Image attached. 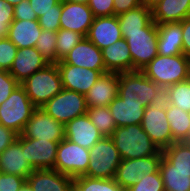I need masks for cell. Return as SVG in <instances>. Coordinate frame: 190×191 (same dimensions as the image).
Masks as SVG:
<instances>
[{
    "mask_svg": "<svg viewBox=\"0 0 190 191\" xmlns=\"http://www.w3.org/2000/svg\"><path fill=\"white\" fill-rule=\"evenodd\" d=\"M164 100L190 113V79L167 87L164 91Z\"/></svg>",
    "mask_w": 190,
    "mask_h": 191,
    "instance_id": "1f68e13d",
    "label": "cell"
},
{
    "mask_svg": "<svg viewBox=\"0 0 190 191\" xmlns=\"http://www.w3.org/2000/svg\"><path fill=\"white\" fill-rule=\"evenodd\" d=\"M164 91L141 71L119 73L118 95L125 102L156 104L164 100Z\"/></svg>",
    "mask_w": 190,
    "mask_h": 191,
    "instance_id": "7a4b0ae2",
    "label": "cell"
},
{
    "mask_svg": "<svg viewBox=\"0 0 190 191\" xmlns=\"http://www.w3.org/2000/svg\"><path fill=\"white\" fill-rule=\"evenodd\" d=\"M162 156L163 152L160 150L156 155L144 158L123 159L116 170L114 180L127 190L144 176L157 173Z\"/></svg>",
    "mask_w": 190,
    "mask_h": 191,
    "instance_id": "8fae6325",
    "label": "cell"
},
{
    "mask_svg": "<svg viewBox=\"0 0 190 191\" xmlns=\"http://www.w3.org/2000/svg\"><path fill=\"white\" fill-rule=\"evenodd\" d=\"M77 191H125L115 180L90 178L85 175L73 178Z\"/></svg>",
    "mask_w": 190,
    "mask_h": 191,
    "instance_id": "836d02e7",
    "label": "cell"
},
{
    "mask_svg": "<svg viewBox=\"0 0 190 191\" xmlns=\"http://www.w3.org/2000/svg\"><path fill=\"white\" fill-rule=\"evenodd\" d=\"M125 191H165L160 171L144 176Z\"/></svg>",
    "mask_w": 190,
    "mask_h": 191,
    "instance_id": "74e56055",
    "label": "cell"
},
{
    "mask_svg": "<svg viewBox=\"0 0 190 191\" xmlns=\"http://www.w3.org/2000/svg\"><path fill=\"white\" fill-rule=\"evenodd\" d=\"M87 114L103 137L112 136L117 126L108 106L87 107Z\"/></svg>",
    "mask_w": 190,
    "mask_h": 191,
    "instance_id": "d6a6232c",
    "label": "cell"
},
{
    "mask_svg": "<svg viewBox=\"0 0 190 191\" xmlns=\"http://www.w3.org/2000/svg\"><path fill=\"white\" fill-rule=\"evenodd\" d=\"M94 17L113 16V0H90L88 3Z\"/></svg>",
    "mask_w": 190,
    "mask_h": 191,
    "instance_id": "b9f144b4",
    "label": "cell"
},
{
    "mask_svg": "<svg viewBox=\"0 0 190 191\" xmlns=\"http://www.w3.org/2000/svg\"><path fill=\"white\" fill-rule=\"evenodd\" d=\"M163 156L173 164V169L190 171V142H174L162 150Z\"/></svg>",
    "mask_w": 190,
    "mask_h": 191,
    "instance_id": "4dcf8cb0",
    "label": "cell"
},
{
    "mask_svg": "<svg viewBox=\"0 0 190 191\" xmlns=\"http://www.w3.org/2000/svg\"><path fill=\"white\" fill-rule=\"evenodd\" d=\"M63 88L86 94L106 70H93L71 64H57Z\"/></svg>",
    "mask_w": 190,
    "mask_h": 191,
    "instance_id": "5bb4252c",
    "label": "cell"
},
{
    "mask_svg": "<svg viewBox=\"0 0 190 191\" xmlns=\"http://www.w3.org/2000/svg\"><path fill=\"white\" fill-rule=\"evenodd\" d=\"M18 191H32V190H31V187L29 186V184L27 182H25Z\"/></svg>",
    "mask_w": 190,
    "mask_h": 191,
    "instance_id": "816d5d0a",
    "label": "cell"
},
{
    "mask_svg": "<svg viewBox=\"0 0 190 191\" xmlns=\"http://www.w3.org/2000/svg\"><path fill=\"white\" fill-rule=\"evenodd\" d=\"M86 38L100 50L121 40L123 37L118 17L115 15L95 17Z\"/></svg>",
    "mask_w": 190,
    "mask_h": 191,
    "instance_id": "ac0fdd59",
    "label": "cell"
},
{
    "mask_svg": "<svg viewBox=\"0 0 190 191\" xmlns=\"http://www.w3.org/2000/svg\"><path fill=\"white\" fill-rule=\"evenodd\" d=\"M132 57V72L141 71L158 55L157 24L152 20L143 32L124 33Z\"/></svg>",
    "mask_w": 190,
    "mask_h": 191,
    "instance_id": "8992f818",
    "label": "cell"
},
{
    "mask_svg": "<svg viewBox=\"0 0 190 191\" xmlns=\"http://www.w3.org/2000/svg\"><path fill=\"white\" fill-rule=\"evenodd\" d=\"M25 148L16 139L0 154V170L25 179L35 170L25 159Z\"/></svg>",
    "mask_w": 190,
    "mask_h": 191,
    "instance_id": "7402d4cb",
    "label": "cell"
},
{
    "mask_svg": "<svg viewBox=\"0 0 190 191\" xmlns=\"http://www.w3.org/2000/svg\"><path fill=\"white\" fill-rule=\"evenodd\" d=\"M5 1H7L8 3H10L13 6H16L17 4H19L23 0H5Z\"/></svg>",
    "mask_w": 190,
    "mask_h": 191,
    "instance_id": "f5cc1de1",
    "label": "cell"
},
{
    "mask_svg": "<svg viewBox=\"0 0 190 191\" xmlns=\"http://www.w3.org/2000/svg\"><path fill=\"white\" fill-rule=\"evenodd\" d=\"M117 17L122 35L143 32V28L153 20L151 10L144 5L133 8Z\"/></svg>",
    "mask_w": 190,
    "mask_h": 191,
    "instance_id": "f546056e",
    "label": "cell"
},
{
    "mask_svg": "<svg viewBox=\"0 0 190 191\" xmlns=\"http://www.w3.org/2000/svg\"><path fill=\"white\" fill-rule=\"evenodd\" d=\"M113 139L120 156L123 159L144 158L156 155L160 149L142 129L141 124L117 127Z\"/></svg>",
    "mask_w": 190,
    "mask_h": 191,
    "instance_id": "3957f363",
    "label": "cell"
},
{
    "mask_svg": "<svg viewBox=\"0 0 190 191\" xmlns=\"http://www.w3.org/2000/svg\"><path fill=\"white\" fill-rule=\"evenodd\" d=\"M146 103L125 102L119 95L108 105L116 126L141 124Z\"/></svg>",
    "mask_w": 190,
    "mask_h": 191,
    "instance_id": "cb8c5ba5",
    "label": "cell"
},
{
    "mask_svg": "<svg viewBox=\"0 0 190 191\" xmlns=\"http://www.w3.org/2000/svg\"><path fill=\"white\" fill-rule=\"evenodd\" d=\"M165 107L173 143L190 141V113L166 102Z\"/></svg>",
    "mask_w": 190,
    "mask_h": 191,
    "instance_id": "83f0119b",
    "label": "cell"
},
{
    "mask_svg": "<svg viewBox=\"0 0 190 191\" xmlns=\"http://www.w3.org/2000/svg\"><path fill=\"white\" fill-rule=\"evenodd\" d=\"M20 85L6 70H0V105L11 95L12 91Z\"/></svg>",
    "mask_w": 190,
    "mask_h": 191,
    "instance_id": "60d3db41",
    "label": "cell"
},
{
    "mask_svg": "<svg viewBox=\"0 0 190 191\" xmlns=\"http://www.w3.org/2000/svg\"><path fill=\"white\" fill-rule=\"evenodd\" d=\"M49 64L35 47L18 49L9 73L21 84Z\"/></svg>",
    "mask_w": 190,
    "mask_h": 191,
    "instance_id": "44dd1931",
    "label": "cell"
},
{
    "mask_svg": "<svg viewBox=\"0 0 190 191\" xmlns=\"http://www.w3.org/2000/svg\"><path fill=\"white\" fill-rule=\"evenodd\" d=\"M119 91V73L102 74L85 94L87 107L108 106Z\"/></svg>",
    "mask_w": 190,
    "mask_h": 191,
    "instance_id": "d6986e66",
    "label": "cell"
},
{
    "mask_svg": "<svg viewBox=\"0 0 190 191\" xmlns=\"http://www.w3.org/2000/svg\"><path fill=\"white\" fill-rule=\"evenodd\" d=\"M70 191H77L74 187Z\"/></svg>",
    "mask_w": 190,
    "mask_h": 191,
    "instance_id": "db71d44e",
    "label": "cell"
},
{
    "mask_svg": "<svg viewBox=\"0 0 190 191\" xmlns=\"http://www.w3.org/2000/svg\"><path fill=\"white\" fill-rule=\"evenodd\" d=\"M57 64H71L93 70H106L102 51L86 37L77 43Z\"/></svg>",
    "mask_w": 190,
    "mask_h": 191,
    "instance_id": "2e32d148",
    "label": "cell"
},
{
    "mask_svg": "<svg viewBox=\"0 0 190 191\" xmlns=\"http://www.w3.org/2000/svg\"><path fill=\"white\" fill-rule=\"evenodd\" d=\"M166 116L165 100H163L145 108L141 123L142 129L160 150L169 147L173 143L171 128Z\"/></svg>",
    "mask_w": 190,
    "mask_h": 191,
    "instance_id": "30bf717a",
    "label": "cell"
},
{
    "mask_svg": "<svg viewBox=\"0 0 190 191\" xmlns=\"http://www.w3.org/2000/svg\"><path fill=\"white\" fill-rule=\"evenodd\" d=\"M158 55L173 56L182 53L181 22L157 24Z\"/></svg>",
    "mask_w": 190,
    "mask_h": 191,
    "instance_id": "d4e9b609",
    "label": "cell"
},
{
    "mask_svg": "<svg viewBox=\"0 0 190 191\" xmlns=\"http://www.w3.org/2000/svg\"><path fill=\"white\" fill-rule=\"evenodd\" d=\"M14 20H38L29 0H23L14 6Z\"/></svg>",
    "mask_w": 190,
    "mask_h": 191,
    "instance_id": "ee69618b",
    "label": "cell"
},
{
    "mask_svg": "<svg viewBox=\"0 0 190 191\" xmlns=\"http://www.w3.org/2000/svg\"><path fill=\"white\" fill-rule=\"evenodd\" d=\"M20 135L25 138L60 142L65 138V125L56 121L40 107L33 111Z\"/></svg>",
    "mask_w": 190,
    "mask_h": 191,
    "instance_id": "7c38bea8",
    "label": "cell"
},
{
    "mask_svg": "<svg viewBox=\"0 0 190 191\" xmlns=\"http://www.w3.org/2000/svg\"><path fill=\"white\" fill-rule=\"evenodd\" d=\"M141 72L164 90L178 82L190 79V57L157 55Z\"/></svg>",
    "mask_w": 190,
    "mask_h": 191,
    "instance_id": "6da1fadb",
    "label": "cell"
},
{
    "mask_svg": "<svg viewBox=\"0 0 190 191\" xmlns=\"http://www.w3.org/2000/svg\"><path fill=\"white\" fill-rule=\"evenodd\" d=\"M114 15L119 16L133 8H136L142 4V0H113Z\"/></svg>",
    "mask_w": 190,
    "mask_h": 191,
    "instance_id": "7dc6e473",
    "label": "cell"
},
{
    "mask_svg": "<svg viewBox=\"0 0 190 191\" xmlns=\"http://www.w3.org/2000/svg\"><path fill=\"white\" fill-rule=\"evenodd\" d=\"M56 51L57 60H62L71 49L79 43L84 36L78 32L59 29L57 32Z\"/></svg>",
    "mask_w": 190,
    "mask_h": 191,
    "instance_id": "d590c367",
    "label": "cell"
},
{
    "mask_svg": "<svg viewBox=\"0 0 190 191\" xmlns=\"http://www.w3.org/2000/svg\"><path fill=\"white\" fill-rule=\"evenodd\" d=\"M65 138L90 150L103 138V135L86 113L72 119L65 125Z\"/></svg>",
    "mask_w": 190,
    "mask_h": 191,
    "instance_id": "e0dca14e",
    "label": "cell"
},
{
    "mask_svg": "<svg viewBox=\"0 0 190 191\" xmlns=\"http://www.w3.org/2000/svg\"><path fill=\"white\" fill-rule=\"evenodd\" d=\"M151 13L156 24L181 22L190 17V0H162Z\"/></svg>",
    "mask_w": 190,
    "mask_h": 191,
    "instance_id": "484cf974",
    "label": "cell"
},
{
    "mask_svg": "<svg viewBox=\"0 0 190 191\" xmlns=\"http://www.w3.org/2000/svg\"><path fill=\"white\" fill-rule=\"evenodd\" d=\"M20 85L25 89L29 99L37 108L42 107L63 90L57 64H47Z\"/></svg>",
    "mask_w": 190,
    "mask_h": 191,
    "instance_id": "277c9868",
    "label": "cell"
},
{
    "mask_svg": "<svg viewBox=\"0 0 190 191\" xmlns=\"http://www.w3.org/2000/svg\"><path fill=\"white\" fill-rule=\"evenodd\" d=\"M61 1L55 5V10H50L38 18V23L43 30L57 32L60 29Z\"/></svg>",
    "mask_w": 190,
    "mask_h": 191,
    "instance_id": "f35d334b",
    "label": "cell"
},
{
    "mask_svg": "<svg viewBox=\"0 0 190 191\" xmlns=\"http://www.w3.org/2000/svg\"><path fill=\"white\" fill-rule=\"evenodd\" d=\"M61 1L79 3V4H87L88 5L90 0H61Z\"/></svg>",
    "mask_w": 190,
    "mask_h": 191,
    "instance_id": "f907efd6",
    "label": "cell"
},
{
    "mask_svg": "<svg viewBox=\"0 0 190 191\" xmlns=\"http://www.w3.org/2000/svg\"><path fill=\"white\" fill-rule=\"evenodd\" d=\"M42 28L38 20H14L8 30L7 37L18 49L35 47Z\"/></svg>",
    "mask_w": 190,
    "mask_h": 191,
    "instance_id": "4316f807",
    "label": "cell"
},
{
    "mask_svg": "<svg viewBox=\"0 0 190 191\" xmlns=\"http://www.w3.org/2000/svg\"><path fill=\"white\" fill-rule=\"evenodd\" d=\"M36 108L25 89L18 85L0 105V124L20 135Z\"/></svg>",
    "mask_w": 190,
    "mask_h": 191,
    "instance_id": "5b68a950",
    "label": "cell"
},
{
    "mask_svg": "<svg viewBox=\"0 0 190 191\" xmlns=\"http://www.w3.org/2000/svg\"><path fill=\"white\" fill-rule=\"evenodd\" d=\"M42 109L56 121L66 125L72 119L87 113L85 95L63 88Z\"/></svg>",
    "mask_w": 190,
    "mask_h": 191,
    "instance_id": "ba28073f",
    "label": "cell"
},
{
    "mask_svg": "<svg viewBox=\"0 0 190 191\" xmlns=\"http://www.w3.org/2000/svg\"><path fill=\"white\" fill-rule=\"evenodd\" d=\"M89 164L84 174L90 178L112 179L122 161L111 137H103L89 150Z\"/></svg>",
    "mask_w": 190,
    "mask_h": 191,
    "instance_id": "52a82bcc",
    "label": "cell"
},
{
    "mask_svg": "<svg viewBox=\"0 0 190 191\" xmlns=\"http://www.w3.org/2000/svg\"><path fill=\"white\" fill-rule=\"evenodd\" d=\"M159 171L165 191H190V171L173 169V164L164 156H162Z\"/></svg>",
    "mask_w": 190,
    "mask_h": 191,
    "instance_id": "f1b7e54d",
    "label": "cell"
},
{
    "mask_svg": "<svg viewBox=\"0 0 190 191\" xmlns=\"http://www.w3.org/2000/svg\"><path fill=\"white\" fill-rule=\"evenodd\" d=\"M17 50L18 47L8 37L0 38V70H10Z\"/></svg>",
    "mask_w": 190,
    "mask_h": 191,
    "instance_id": "8d00e7d4",
    "label": "cell"
},
{
    "mask_svg": "<svg viewBox=\"0 0 190 191\" xmlns=\"http://www.w3.org/2000/svg\"><path fill=\"white\" fill-rule=\"evenodd\" d=\"M17 136L12 129L0 124V154L17 139Z\"/></svg>",
    "mask_w": 190,
    "mask_h": 191,
    "instance_id": "bcb514c9",
    "label": "cell"
},
{
    "mask_svg": "<svg viewBox=\"0 0 190 191\" xmlns=\"http://www.w3.org/2000/svg\"><path fill=\"white\" fill-rule=\"evenodd\" d=\"M32 191H70L73 178L55 169H35L26 179Z\"/></svg>",
    "mask_w": 190,
    "mask_h": 191,
    "instance_id": "ffe728a7",
    "label": "cell"
},
{
    "mask_svg": "<svg viewBox=\"0 0 190 191\" xmlns=\"http://www.w3.org/2000/svg\"><path fill=\"white\" fill-rule=\"evenodd\" d=\"M25 182L26 179L21 176L2 173L0 176V191H18Z\"/></svg>",
    "mask_w": 190,
    "mask_h": 191,
    "instance_id": "7bdbcfd3",
    "label": "cell"
},
{
    "mask_svg": "<svg viewBox=\"0 0 190 191\" xmlns=\"http://www.w3.org/2000/svg\"><path fill=\"white\" fill-rule=\"evenodd\" d=\"M89 149L64 138L59 142L54 169L72 178L82 176L87 172Z\"/></svg>",
    "mask_w": 190,
    "mask_h": 191,
    "instance_id": "9c48e42d",
    "label": "cell"
},
{
    "mask_svg": "<svg viewBox=\"0 0 190 191\" xmlns=\"http://www.w3.org/2000/svg\"><path fill=\"white\" fill-rule=\"evenodd\" d=\"M101 51L106 72H132V57L125 39L122 38Z\"/></svg>",
    "mask_w": 190,
    "mask_h": 191,
    "instance_id": "603a6c76",
    "label": "cell"
},
{
    "mask_svg": "<svg viewBox=\"0 0 190 191\" xmlns=\"http://www.w3.org/2000/svg\"><path fill=\"white\" fill-rule=\"evenodd\" d=\"M162 0H142V4L146 6L148 9L152 10L155 6H157Z\"/></svg>",
    "mask_w": 190,
    "mask_h": 191,
    "instance_id": "681fc988",
    "label": "cell"
},
{
    "mask_svg": "<svg viewBox=\"0 0 190 191\" xmlns=\"http://www.w3.org/2000/svg\"><path fill=\"white\" fill-rule=\"evenodd\" d=\"M94 18L87 4L61 1L60 29L72 30L86 37Z\"/></svg>",
    "mask_w": 190,
    "mask_h": 191,
    "instance_id": "9a60e30c",
    "label": "cell"
},
{
    "mask_svg": "<svg viewBox=\"0 0 190 191\" xmlns=\"http://www.w3.org/2000/svg\"><path fill=\"white\" fill-rule=\"evenodd\" d=\"M56 40V32L42 29L36 42L35 48L49 64H57L59 62L57 60Z\"/></svg>",
    "mask_w": 190,
    "mask_h": 191,
    "instance_id": "e575fe53",
    "label": "cell"
},
{
    "mask_svg": "<svg viewBox=\"0 0 190 191\" xmlns=\"http://www.w3.org/2000/svg\"><path fill=\"white\" fill-rule=\"evenodd\" d=\"M25 148L26 160L34 169H54L59 142L17 136Z\"/></svg>",
    "mask_w": 190,
    "mask_h": 191,
    "instance_id": "4fadbf2b",
    "label": "cell"
},
{
    "mask_svg": "<svg viewBox=\"0 0 190 191\" xmlns=\"http://www.w3.org/2000/svg\"><path fill=\"white\" fill-rule=\"evenodd\" d=\"M182 28V53L190 57V17L181 21Z\"/></svg>",
    "mask_w": 190,
    "mask_h": 191,
    "instance_id": "c3c4849f",
    "label": "cell"
},
{
    "mask_svg": "<svg viewBox=\"0 0 190 191\" xmlns=\"http://www.w3.org/2000/svg\"><path fill=\"white\" fill-rule=\"evenodd\" d=\"M14 21V6L0 0V38L7 37L11 23Z\"/></svg>",
    "mask_w": 190,
    "mask_h": 191,
    "instance_id": "ab89813d",
    "label": "cell"
},
{
    "mask_svg": "<svg viewBox=\"0 0 190 191\" xmlns=\"http://www.w3.org/2000/svg\"><path fill=\"white\" fill-rule=\"evenodd\" d=\"M60 1L61 0H29V3L37 15V18H39L44 13L50 10H55V5H57Z\"/></svg>",
    "mask_w": 190,
    "mask_h": 191,
    "instance_id": "f6af8a7d",
    "label": "cell"
}]
</instances>
